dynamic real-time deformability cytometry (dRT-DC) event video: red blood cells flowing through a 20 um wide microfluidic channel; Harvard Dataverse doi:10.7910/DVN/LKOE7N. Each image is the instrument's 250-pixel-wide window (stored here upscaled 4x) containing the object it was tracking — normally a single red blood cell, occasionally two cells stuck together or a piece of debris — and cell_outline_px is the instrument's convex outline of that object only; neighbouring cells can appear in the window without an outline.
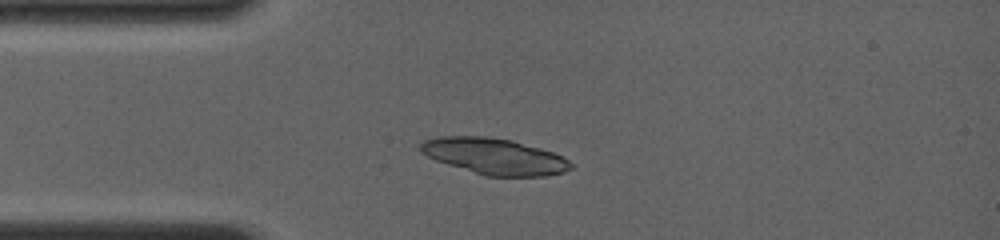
{"species": "common noctule bat (a hibernating species)", "species_latin": "Nyctalus noctula", "temperature_condition": "room temperature", "stored_images_in_passage": 6, "camera_frame_rate_fps": 4000, "um_per_image_px": 0.085, "animal": {"sex": "female", "body_mass_g": 19.0, "forearm_length_mm": 56.7}, "frame": {"image": 1, "passage_image": 6, "time_ms": 3.0, "image_size_px": [1000, 240], "cell_outline_px": [[572, 168], [564, 172], [544, 176], [484, 176], [436, 160], [420, 152], [420, 144], [424, 140], [436, 136], [488, 136], [512, 140], [540, 148], [552, 152], [568, 160], [572, 164]], "centroid_in_image_um": [42.0, 13.28], "position_along_channel_um": 43.0, "area_um2": 31.62}}